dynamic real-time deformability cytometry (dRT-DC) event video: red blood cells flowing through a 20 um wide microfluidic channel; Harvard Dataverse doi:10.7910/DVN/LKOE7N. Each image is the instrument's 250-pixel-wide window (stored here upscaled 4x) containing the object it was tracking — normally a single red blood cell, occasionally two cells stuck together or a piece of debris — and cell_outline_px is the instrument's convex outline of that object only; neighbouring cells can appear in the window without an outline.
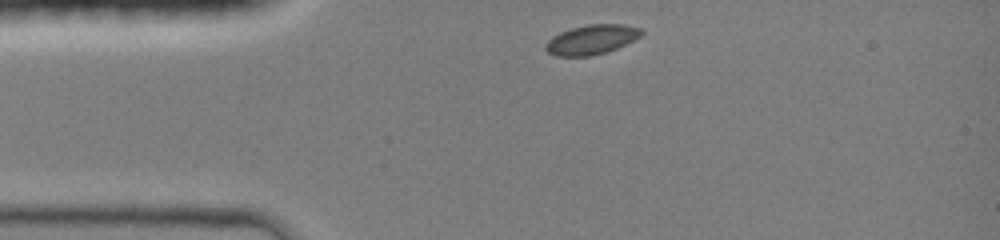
{"species": "common noctule bat (a hibernating species)", "species_latin": "Nyctalus noctula", "temperature_condition": "room temperature", "stored_images_in_passage": 17, "camera_frame_rate_fps": 3000, "um_per_image_px": 0.085, "animal": {"sex": "female", "body_mass_g": 19.0, "forearm_length_mm": 51.5}, "frame": {"image": 1, "passage_image": 1, "time_ms": 0.0, "image_size_px": [1000, 240], "cell_outline_px": [[644, 32], [640, 36], [616, 48], [592, 56], [556, 56], [548, 52], [544, 48], [544, 44], [552, 36], [560, 32], [572, 28], [588, 24], [624, 24], [640, 28]], "centroid_in_image_um": [50.24, 3.36], "position_along_channel_um": 34.8, "area_um2": 16.42}}
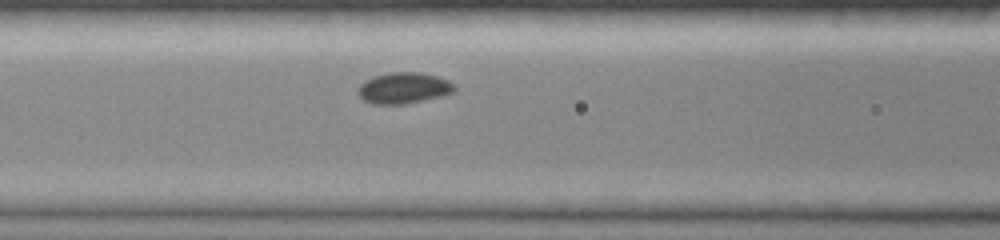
{"frame": {"image": 2, "passage_image": 7, "time_ms": 3.0, "image_size_px": [1000, 240], "cell_outline_px": [[456, 88], [452, 92], [444, 96], [404, 104], [372, 104], [364, 100], [356, 92], [356, 88], [364, 80], [388, 72], [420, 72], [436, 76], [448, 80]], "centroid_in_image_um": [34.28, 7.48], "position_along_channel_um": 132.3, "area_um2": 17.57}}
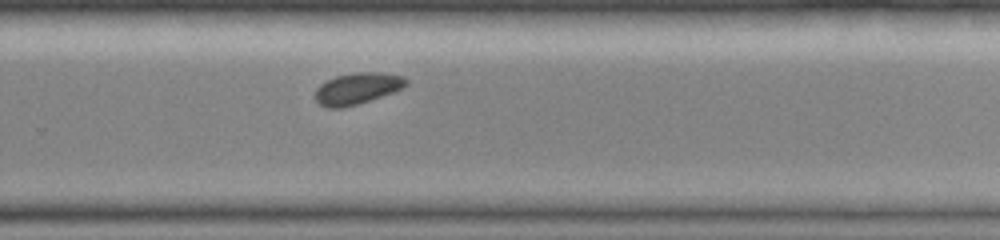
{"frame": {"image": 3, "passage_image": 17, "time_ms": 7.0, "image_size_px": [1000, 240], "cell_outline_px": [[408, 84], [404, 88], [396, 92], [356, 104], [340, 108], [328, 108], [320, 104], [316, 100], [316, 88], [320, 84], [336, 76], [356, 72], [384, 72], [404, 76], [408, 80]], "centroid_in_image_um": [30.43, 7.5], "position_along_channel_um": 299.4, "area_um2": 16.76}}